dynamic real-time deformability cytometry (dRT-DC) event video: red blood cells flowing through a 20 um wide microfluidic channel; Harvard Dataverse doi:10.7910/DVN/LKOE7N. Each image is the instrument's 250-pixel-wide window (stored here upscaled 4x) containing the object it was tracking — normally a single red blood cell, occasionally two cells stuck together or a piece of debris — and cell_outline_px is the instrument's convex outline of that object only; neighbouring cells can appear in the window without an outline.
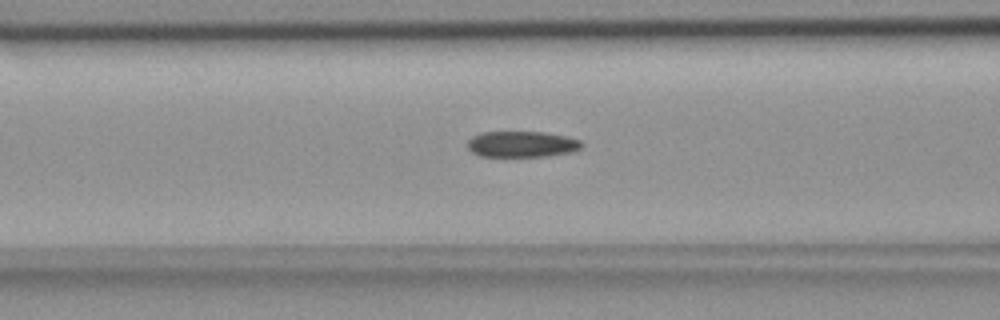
{"species": "common noctule bat (a hibernating species)", "species_latin": "Nyctalus noctula", "temperature_condition": "room temperature", "stored_images_in_passage": 42, "camera_frame_rate_fps": 3000, "um_per_image_px": 0.085, "animal": {"sex": "female", "body_mass_g": 18.4}, "frame": {"image": 1, "passage_image": 9, "time_ms": 2.667, "image_size_px": [1000, 320], "cell_outline_px": [[584, 144], [580, 148], [572, 152], [544, 156], [480, 156], [472, 152], [468, 148], [468, 140], [472, 136], [480, 132], [544, 132], [568, 136], [580, 140]], "centroid_in_image_um": [44.36, 12.24], "position_along_channel_um": 122.2, "area_um2": 17.34}}
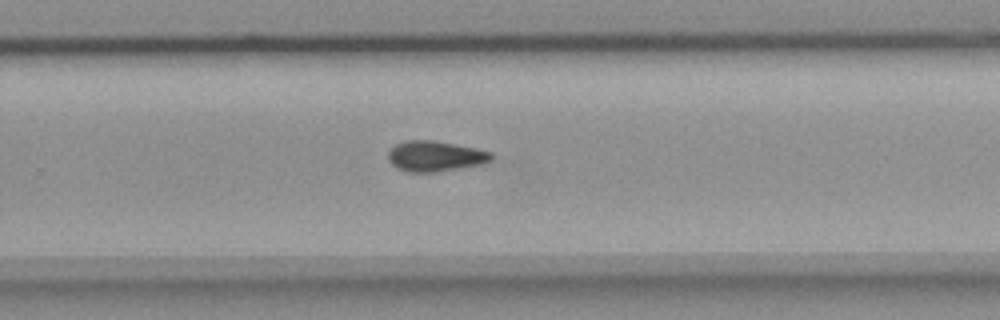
{"frame": {"image": 2, "passage_image": 23, "time_ms": 7.333, "image_size_px": [1000, 320], "cell_outline_px": [[492, 160], [484, 164], [436, 172], [408, 172], [396, 168], [388, 160], [388, 152], [396, 144], [408, 140], [432, 140], [456, 144], [476, 148], [492, 152]], "centroid_in_image_um": [37.01, 13.28], "position_along_channel_um": 292.8, "area_um2": 18.44}}
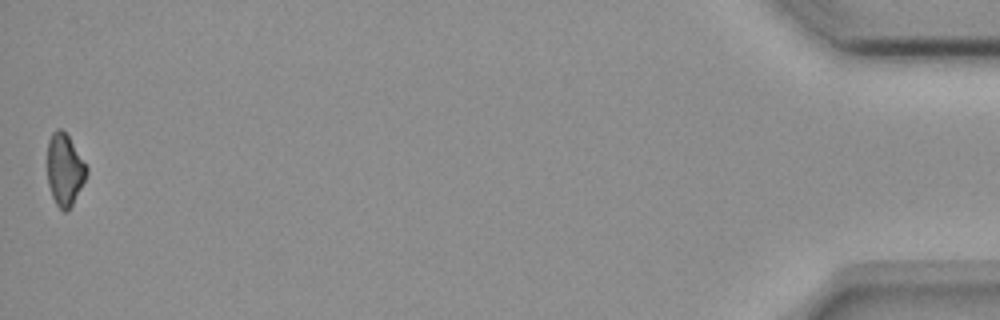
{"frame": {"image": 3, "passage_image": 42, "time_ms": 13.667, "image_size_px": [1000, 320], "cell_outline_px": [[88, 172], [72, 204], [64, 212], [56, 204], [52, 196], [48, 184], [48, 140], [52, 132], [56, 128], [60, 128], [68, 136], [88, 168]], "centroid_in_image_um": [5.48, 14.39], "position_along_channel_um": 429.7, "area_um2": 16.07}}